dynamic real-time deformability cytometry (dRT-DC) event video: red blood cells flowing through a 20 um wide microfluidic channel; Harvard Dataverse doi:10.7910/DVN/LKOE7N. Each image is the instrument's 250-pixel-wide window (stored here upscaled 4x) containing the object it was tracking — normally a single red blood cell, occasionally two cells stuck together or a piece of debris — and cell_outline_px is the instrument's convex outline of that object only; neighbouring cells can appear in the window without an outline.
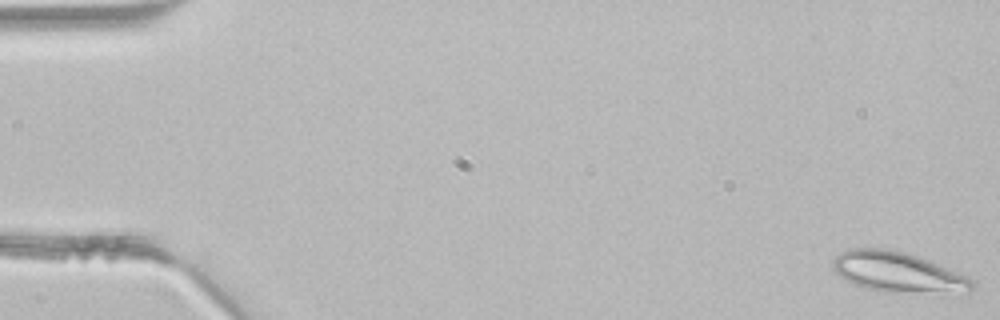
{"species": "common noctule bat (a hibernating species)", "species_latin": "Nyctalus noctula", "temperature_condition": "room temperature", "stored_images_in_passage": 3, "camera_frame_rate_fps": 3000, "um_per_image_px": 0.085, "animal": {"sex": "male", "body_mass_g": 21.5, "forearm_length_mm": 52.0}, "frame": {"image": 1, "passage_image": 1, "time_ms": 0.0, "image_size_px": [1000, 320], "cell_outline_px": [[976, 284], [972, 288], [896, 292], [884, 292], [864, 288], [840, 276], [832, 268], [832, 260], [840, 252], [848, 248], [884, 248], [904, 252], [916, 256], [936, 264], [964, 276], [972, 280]], "centroid_in_image_um": [76.1, 23.07], "position_along_channel_um": 8.9, "area_um2": 31.04}}